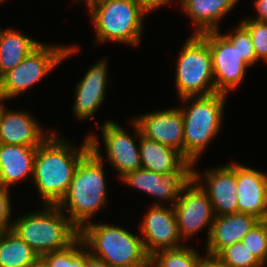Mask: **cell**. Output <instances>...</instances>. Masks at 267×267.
<instances>
[{
    "mask_svg": "<svg viewBox=\"0 0 267 267\" xmlns=\"http://www.w3.org/2000/svg\"><path fill=\"white\" fill-rule=\"evenodd\" d=\"M53 133L37 147L32 182L43 205H57L66 194L80 160L90 151L88 137L78 148Z\"/></svg>",
    "mask_w": 267,
    "mask_h": 267,
    "instance_id": "6da1fadb",
    "label": "cell"
},
{
    "mask_svg": "<svg viewBox=\"0 0 267 267\" xmlns=\"http://www.w3.org/2000/svg\"><path fill=\"white\" fill-rule=\"evenodd\" d=\"M104 160L91 150L80 160L64 197L57 206L80 230L107 202Z\"/></svg>",
    "mask_w": 267,
    "mask_h": 267,
    "instance_id": "7a4b0ae2",
    "label": "cell"
},
{
    "mask_svg": "<svg viewBox=\"0 0 267 267\" xmlns=\"http://www.w3.org/2000/svg\"><path fill=\"white\" fill-rule=\"evenodd\" d=\"M138 236L112 223L93 221L79 230L89 253L112 267H150V256Z\"/></svg>",
    "mask_w": 267,
    "mask_h": 267,
    "instance_id": "3957f363",
    "label": "cell"
},
{
    "mask_svg": "<svg viewBox=\"0 0 267 267\" xmlns=\"http://www.w3.org/2000/svg\"><path fill=\"white\" fill-rule=\"evenodd\" d=\"M227 97V94L216 92L180 99L184 102V105L180 106L183 117L184 157L193 162L194 167L207 146L221 131Z\"/></svg>",
    "mask_w": 267,
    "mask_h": 267,
    "instance_id": "277c9868",
    "label": "cell"
},
{
    "mask_svg": "<svg viewBox=\"0 0 267 267\" xmlns=\"http://www.w3.org/2000/svg\"><path fill=\"white\" fill-rule=\"evenodd\" d=\"M42 208L18 216L11 229L39 256L65 249L79 237V229L57 205Z\"/></svg>",
    "mask_w": 267,
    "mask_h": 267,
    "instance_id": "5b68a950",
    "label": "cell"
},
{
    "mask_svg": "<svg viewBox=\"0 0 267 267\" xmlns=\"http://www.w3.org/2000/svg\"><path fill=\"white\" fill-rule=\"evenodd\" d=\"M96 32V44L126 43L139 47L148 13L136 0H98L87 7Z\"/></svg>",
    "mask_w": 267,
    "mask_h": 267,
    "instance_id": "8992f818",
    "label": "cell"
},
{
    "mask_svg": "<svg viewBox=\"0 0 267 267\" xmlns=\"http://www.w3.org/2000/svg\"><path fill=\"white\" fill-rule=\"evenodd\" d=\"M190 36L175 64V88L180 99L216 93L209 43L201 34Z\"/></svg>",
    "mask_w": 267,
    "mask_h": 267,
    "instance_id": "52a82bcc",
    "label": "cell"
},
{
    "mask_svg": "<svg viewBox=\"0 0 267 267\" xmlns=\"http://www.w3.org/2000/svg\"><path fill=\"white\" fill-rule=\"evenodd\" d=\"M79 49L78 45L55 46L41 43L15 68L0 78V96L7 101L19 97Z\"/></svg>",
    "mask_w": 267,
    "mask_h": 267,
    "instance_id": "ba28073f",
    "label": "cell"
},
{
    "mask_svg": "<svg viewBox=\"0 0 267 267\" xmlns=\"http://www.w3.org/2000/svg\"><path fill=\"white\" fill-rule=\"evenodd\" d=\"M133 129L134 135L137 136L135 139L133 135L129 132L127 133L121 124L118 125L113 120H106L101 126L98 125L97 128L100 129L102 134V141L106 151V156H101L99 144L101 143L96 134L87 135L90 150L100 159L106 158L116 171L118 175V180H121L128 173L134 172L141 168L140 161V150H139V140H140V128L138 124L133 120H129ZM135 139V140H134ZM138 140V141H136ZM137 142V143H136ZM138 144V145H137Z\"/></svg>",
    "mask_w": 267,
    "mask_h": 267,
    "instance_id": "9c48e42d",
    "label": "cell"
},
{
    "mask_svg": "<svg viewBox=\"0 0 267 267\" xmlns=\"http://www.w3.org/2000/svg\"><path fill=\"white\" fill-rule=\"evenodd\" d=\"M194 178V163L185 160L177 169L167 173H157L139 168L128 173L120 181L128 186L155 197L159 202L153 205L169 204L174 206L185 187ZM161 201V202H160Z\"/></svg>",
    "mask_w": 267,
    "mask_h": 267,
    "instance_id": "30bf717a",
    "label": "cell"
},
{
    "mask_svg": "<svg viewBox=\"0 0 267 267\" xmlns=\"http://www.w3.org/2000/svg\"><path fill=\"white\" fill-rule=\"evenodd\" d=\"M173 209L183 241H188L206 227L208 241L215 214L207 192L194 178L180 194Z\"/></svg>",
    "mask_w": 267,
    "mask_h": 267,
    "instance_id": "8fae6325",
    "label": "cell"
},
{
    "mask_svg": "<svg viewBox=\"0 0 267 267\" xmlns=\"http://www.w3.org/2000/svg\"><path fill=\"white\" fill-rule=\"evenodd\" d=\"M209 43L216 92L227 94L243 83L248 65L240 58L236 47L218 31L201 34Z\"/></svg>",
    "mask_w": 267,
    "mask_h": 267,
    "instance_id": "7c38bea8",
    "label": "cell"
},
{
    "mask_svg": "<svg viewBox=\"0 0 267 267\" xmlns=\"http://www.w3.org/2000/svg\"><path fill=\"white\" fill-rule=\"evenodd\" d=\"M168 206V207H167ZM151 205L139 226L144 248L149 256L183 245L173 206Z\"/></svg>",
    "mask_w": 267,
    "mask_h": 267,
    "instance_id": "4fadbf2b",
    "label": "cell"
},
{
    "mask_svg": "<svg viewBox=\"0 0 267 267\" xmlns=\"http://www.w3.org/2000/svg\"><path fill=\"white\" fill-rule=\"evenodd\" d=\"M233 162L206 169L203 175L194 168V179L207 192L215 216L238 213L236 162Z\"/></svg>",
    "mask_w": 267,
    "mask_h": 267,
    "instance_id": "5bb4252c",
    "label": "cell"
},
{
    "mask_svg": "<svg viewBox=\"0 0 267 267\" xmlns=\"http://www.w3.org/2000/svg\"><path fill=\"white\" fill-rule=\"evenodd\" d=\"M132 119L141 135L178 150L184 156L183 117L180 107L149 112Z\"/></svg>",
    "mask_w": 267,
    "mask_h": 267,
    "instance_id": "9a60e30c",
    "label": "cell"
},
{
    "mask_svg": "<svg viewBox=\"0 0 267 267\" xmlns=\"http://www.w3.org/2000/svg\"><path fill=\"white\" fill-rule=\"evenodd\" d=\"M108 77L107 58H104L93 64L76 83L73 111L78 120L92 118L95 121L94 114L104 101Z\"/></svg>",
    "mask_w": 267,
    "mask_h": 267,
    "instance_id": "2e32d148",
    "label": "cell"
},
{
    "mask_svg": "<svg viewBox=\"0 0 267 267\" xmlns=\"http://www.w3.org/2000/svg\"><path fill=\"white\" fill-rule=\"evenodd\" d=\"M238 213L267 220V173L236 162Z\"/></svg>",
    "mask_w": 267,
    "mask_h": 267,
    "instance_id": "e0dca14e",
    "label": "cell"
},
{
    "mask_svg": "<svg viewBox=\"0 0 267 267\" xmlns=\"http://www.w3.org/2000/svg\"><path fill=\"white\" fill-rule=\"evenodd\" d=\"M33 117L31 113L9 110L4 105L0 115V143L29 147L41 145L53 130H44Z\"/></svg>",
    "mask_w": 267,
    "mask_h": 267,
    "instance_id": "ac0fdd59",
    "label": "cell"
},
{
    "mask_svg": "<svg viewBox=\"0 0 267 267\" xmlns=\"http://www.w3.org/2000/svg\"><path fill=\"white\" fill-rule=\"evenodd\" d=\"M259 221L257 217L245 213L215 216L205 245L206 255L215 258L224 248L241 242Z\"/></svg>",
    "mask_w": 267,
    "mask_h": 267,
    "instance_id": "d6986e66",
    "label": "cell"
},
{
    "mask_svg": "<svg viewBox=\"0 0 267 267\" xmlns=\"http://www.w3.org/2000/svg\"><path fill=\"white\" fill-rule=\"evenodd\" d=\"M37 147L0 143V186L10 189L33 176Z\"/></svg>",
    "mask_w": 267,
    "mask_h": 267,
    "instance_id": "ffe728a7",
    "label": "cell"
},
{
    "mask_svg": "<svg viewBox=\"0 0 267 267\" xmlns=\"http://www.w3.org/2000/svg\"><path fill=\"white\" fill-rule=\"evenodd\" d=\"M239 0H180V10L195 26L192 34L220 30V21L231 12Z\"/></svg>",
    "mask_w": 267,
    "mask_h": 267,
    "instance_id": "44dd1931",
    "label": "cell"
},
{
    "mask_svg": "<svg viewBox=\"0 0 267 267\" xmlns=\"http://www.w3.org/2000/svg\"><path fill=\"white\" fill-rule=\"evenodd\" d=\"M42 42L20 31L0 28V78L15 68Z\"/></svg>",
    "mask_w": 267,
    "mask_h": 267,
    "instance_id": "7402d4cb",
    "label": "cell"
},
{
    "mask_svg": "<svg viewBox=\"0 0 267 267\" xmlns=\"http://www.w3.org/2000/svg\"><path fill=\"white\" fill-rule=\"evenodd\" d=\"M139 150L141 168L160 174L177 169L186 160L178 150L147 139L141 134Z\"/></svg>",
    "mask_w": 267,
    "mask_h": 267,
    "instance_id": "603a6c76",
    "label": "cell"
},
{
    "mask_svg": "<svg viewBox=\"0 0 267 267\" xmlns=\"http://www.w3.org/2000/svg\"><path fill=\"white\" fill-rule=\"evenodd\" d=\"M40 260L13 230L0 232V267H31Z\"/></svg>",
    "mask_w": 267,
    "mask_h": 267,
    "instance_id": "cb8c5ba5",
    "label": "cell"
},
{
    "mask_svg": "<svg viewBox=\"0 0 267 267\" xmlns=\"http://www.w3.org/2000/svg\"><path fill=\"white\" fill-rule=\"evenodd\" d=\"M186 244L178 248L164 249L150 256V267H199L207 256L199 254Z\"/></svg>",
    "mask_w": 267,
    "mask_h": 267,
    "instance_id": "d4e9b609",
    "label": "cell"
},
{
    "mask_svg": "<svg viewBox=\"0 0 267 267\" xmlns=\"http://www.w3.org/2000/svg\"><path fill=\"white\" fill-rule=\"evenodd\" d=\"M215 258L225 267H264L242 242L224 248Z\"/></svg>",
    "mask_w": 267,
    "mask_h": 267,
    "instance_id": "484cf974",
    "label": "cell"
},
{
    "mask_svg": "<svg viewBox=\"0 0 267 267\" xmlns=\"http://www.w3.org/2000/svg\"><path fill=\"white\" fill-rule=\"evenodd\" d=\"M241 242L265 266L267 263V220H260Z\"/></svg>",
    "mask_w": 267,
    "mask_h": 267,
    "instance_id": "4316f807",
    "label": "cell"
},
{
    "mask_svg": "<svg viewBox=\"0 0 267 267\" xmlns=\"http://www.w3.org/2000/svg\"><path fill=\"white\" fill-rule=\"evenodd\" d=\"M233 31L223 35L236 47L240 58L249 66H253L257 62L254 47L248 30L239 22Z\"/></svg>",
    "mask_w": 267,
    "mask_h": 267,
    "instance_id": "83f0119b",
    "label": "cell"
},
{
    "mask_svg": "<svg viewBox=\"0 0 267 267\" xmlns=\"http://www.w3.org/2000/svg\"><path fill=\"white\" fill-rule=\"evenodd\" d=\"M240 23L250 34L257 63L259 60L267 63V22L256 21L248 17L242 19Z\"/></svg>",
    "mask_w": 267,
    "mask_h": 267,
    "instance_id": "f1b7e54d",
    "label": "cell"
},
{
    "mask_svg": "<svg viewBox=\"0 0 267 267\" xmlns=\"http://www.w3.org/2000/svg\"><path fill=\"white\" fill-rule=\"evenodd\" d=\"M85 248L83 240L78 237L67 248L49 252L40 256L45 267H69V263Z\"/></svg>",
    "mask_w": 267,
    "mask_h": 267,
    "instance_id": "f546056e",
    "label": "cell"
},
{
    "mask_svg": "<svg viewBox=\"0 0 267 267\" xmlns=\"http://www.w3.org/2000/svg\"><path fill=\"white\" fill-rule=\"evenodd\" d=\"M10 190L0 186V232L11 230L13 225Z\"/></svg>",
    "mask_w": 267,
    "mask_h": 267,
    "instance_id": "4dcf8cb0",
    "label": "cell"
},
{
    "mask_svg": "<svg viewBox=\"0 0 267 267\" xmlns=\"http://www.w3.org/2000/svg\"><path fill=\"white\" fill-rule=\"evenodd\" d=\"M140 6L148 13H153L158 8L163 7L166 4H170L173 0H136ZM180 2V0H178Z\"/></svg>",
    "mask_w": 267,
    "mask_h": 267,
    "instance_id": "1f68e13d",
    "label": "cell"
},
{
    "mask_svg": "<svg viewBox=\"0 0 267 267\" xmlns=\"http://www.w3.org/2000/svg\"><path fill=\"white\" fill-rule=\"evenodd\" d=\"M253 6L257 17H250V19L267 22V0H254Z\"/></svg>",
    "mask_w": 267,
    "mask_h": 267,
    "instance_id": "d6a6232c",
    "label": "cell"
},
{
    "mask_svg": "<svg viewBox=\"0 0 267 267\" xmlns=\"http://www.w3.org/2000/svg\"><path fill=\"white\" fill-rule=\"evenodd\" d=\"M85 267H112L103 260L94 257L85 248Z\"/></svg>",
    "mask_w": 267,
    "mask_h": 267,
    "instance_id": "836d02e7",
    "label": "cell"
},
{
    "mask_svg": "<svg viewBox=\"0 0 267 267\" xmlns=\"http://www.w3.org/2000/svg\"><path fill=\"white\" fill-rule=\"evenodd\" d=\"M69 267H85V248L69 263Z\"/></svg>",
    "mask_w": 267,
    "mask_h": 267,
    "instance_id": "e575fe53",
    "label": "cell"
},
{
    "mask_svg": "<svg viewBox=\"0 0 267 267\" xmlns=\"http://www.w3.org/2000/svg\"><path fill=\"white\" fill-rule=\"evenodd\" d=\"M199 267H225L216 258L206 256Z\"/></svg>",
    "mask_w": 267,
    "mask_h": 267,
    "instance_id": "d590c367",
    "label": "cell"
},
{
    "mask_svg": "<svg viewBox=\"0 0 267 267\" xmlns=\"http://www.w3.org/2000/svg\"><path fill=\"white\" fill-rule=\"evenodd\" d=\"M74 1H76V2L82 1L88 7L89 5H91L92 3H94L95 1H98V0H74Z\"/></svg>",
    "mask_w": 267,
    "mask_h": 267,
    "instance_id": "8d00e7d4",
    "label": "cell"
},
{
    "mask_svg": "<svg viewBox=\"0 0 267 267\" xmlns=\"http://www.w3.org/2000/svg\"><path fill=\"white\" fill-rule=\"evenodd\" d=\"M6 102V100H4L1 96H0V115H1V112H2V109L4 107V103Z\"/></svg>",
    "mask_w": 267,
    "mask_h": 267,
    "instance_id": "74e56055",
    "label": "cell"
},
{
    "mask_svg": "<svg viewBox=\"0 0 267 267\" xmlns=\"http://www.w3.org/2000/svg\"><path fill=\"white\" fill-rule=\"evenodd\" d=\"M31 267H45V265L43 264V262L41 260H39L37 263H35Z\"/></svg>",
    "mask_w": 267,
    "mask_h": 267,
    "instance_id": "f35d334b",
    "label": "cell"
}]
</instances>
